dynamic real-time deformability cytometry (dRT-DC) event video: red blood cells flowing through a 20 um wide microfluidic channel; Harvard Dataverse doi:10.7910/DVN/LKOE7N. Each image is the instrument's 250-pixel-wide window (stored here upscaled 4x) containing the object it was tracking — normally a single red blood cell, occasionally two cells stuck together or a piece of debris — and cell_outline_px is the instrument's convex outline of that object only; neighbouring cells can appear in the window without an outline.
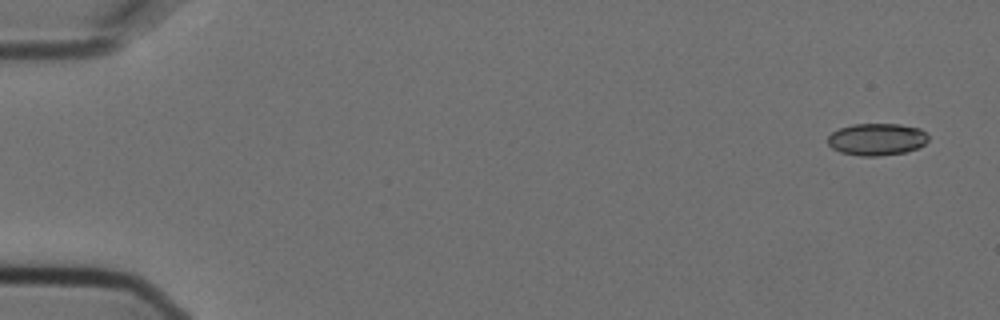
{"species": "Egyptian fruit bat (a non-hibernating species)", "species_latin": "Rousettus aegyptiacus", "temperature_condition": "cold", "stored_images_in_passage": 5, "camera_frame_rate_fps": 3000, "um_per_image_px": 0.085, "animal": {"sex": "female"}, "frame": {"image": 1, "passage_image": 1, "time_ms": 0.0, "image_size_px": [1000, 320], "cell_outline_px": [[928, 140], [924, 144], [916, 148], [904, 152], [876, 156], [860, 156], [840, 152], [832, 148], [828, 144], [828, 136], [832, 132], [840, 128], [852, 124], [900, 124], [920, 128], [928, 136]], "centroid_in_image_um": [74.51, 11.83], "position_along_channel_um": 10.5, "area_um2": 18.73}}
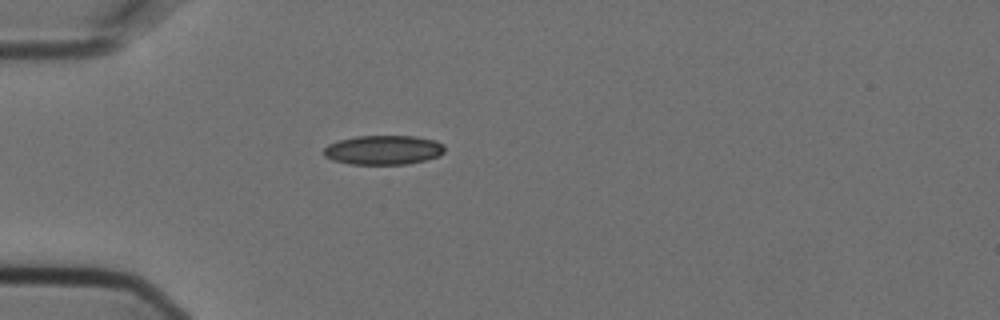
{"frame": {"image": 2, "passage_image": 5, "time_ms": 1.333, "image_size_px": [1000, 320], "cell_outline_px": [[444, 152], [440, 156], [424, 160], [404, 164], [352, 164], [332, 160], [324, 156], [324, 148], [328, 144], [340, 140], [356, 136], [416, 136], [436, 140], [444, 144]], "centroid_in_image_um": [32.61, 12.74], "position_along_channel_um": 52.4, "area_um2": 20.69}}